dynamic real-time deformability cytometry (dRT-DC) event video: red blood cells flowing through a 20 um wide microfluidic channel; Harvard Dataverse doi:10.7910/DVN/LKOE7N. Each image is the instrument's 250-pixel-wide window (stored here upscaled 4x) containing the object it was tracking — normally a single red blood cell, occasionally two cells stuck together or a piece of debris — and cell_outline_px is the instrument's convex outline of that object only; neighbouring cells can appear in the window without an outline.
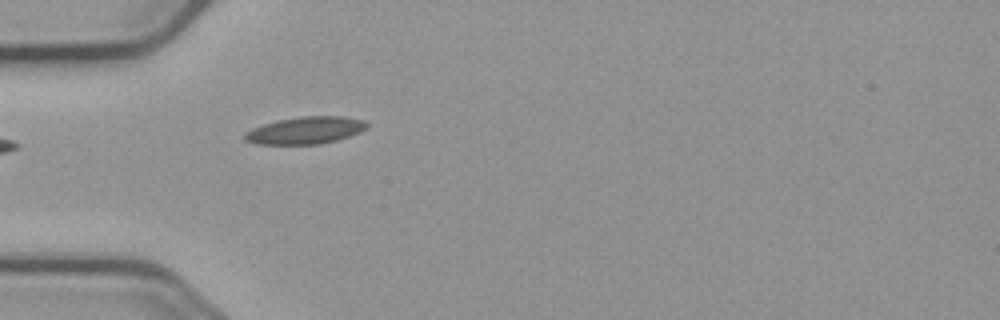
{"species": "common noctule bat (a hibernating species)", "species_latin": "Nyctalus noctula", "temperature_condition": "cold", "stored_images_in_passage": 3, "camera_frame_rate_fps": 3000, "um_per_image_px": 0.085, "animal": {"sex": "male", "body_mass_g": 23.1, "forearm_length_mm": 52.7}, "frame": {"image": 1, "passage_image": 3, "time_ms": 3.333, "image_size_px": [1000, 320], "cell_outline_px": [[368, 128], [360, 132], [336, 140], [320, 144], [256, 144], [244, 140], [244, 132], [252, 128], [276, 120], [300, 116], [344, 116], [364, 120], [368, 124]], "centroid_in_image_um": [25.95, 11.07], "position_along_channel_um": 59.0, "area_um2": 19.48}}